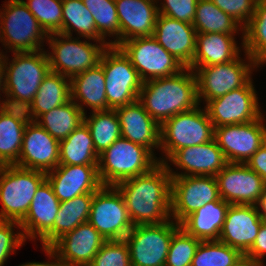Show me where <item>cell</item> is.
Listing matches in <instances>:
<instances>
[{
    "label": "cell",
    "mask_w": 266,
    "mask_h": 266,
    "mask_svg": "<svg viewBox=\"0 0 266 266\" xmlns=\"http://www.w3.org/2000/svg\"><path fill=\"white\" fill-rule=\"evenodd\" d=\"M171 178L166 165L159 162L147 173L115 185L133 225L160 224L171 219Z\"/></svg>",
    "instance_id": "1"
},
{
    "label": "cell",
    "mask_w": 266,
    "mask_h": 266,
    "mask_svg": "<svg viewBox=\"0 0 266 266\" xmlns=\"http://www.w3.org/2000/svg\"><path fill=\"white\" fill-rule=\"evenodd\" d=\"M138 101L161 126L174 115L199 105L195 72L184 68L175 75L143 82Z\"/></svg>",
    "instance_id": "2"
},
{
    "label": "cell",
    "mask_w": 266,
    "mask_h": 266,
    "mask_svg": "<svg viewBox=\"0 0 266 266\" xmlns=\"http://www.w3.org/2000/svg\"><path fill=\"white\" fill-rule=\"evenodd\" d=\"M8 63L5 55L3 105L26 109L33 101L42 81L51 71L47 51L13 52ZM8 65V66H7Z\"/></svg>",
    "instance_id": "3"
},
{
    "label": "cell",
    "mask_w": 266,
    "mask_h": 266,
    "mask_svg": "<svg viewBox=\"0 0 266 266\" xmlns=\"http://www.w3.org/2000/svg\"><path fill=\"white\" fill-rule=\"evenodd\" d=\"M158 163L148 148L120 137L99 155L98 174L103 186H115L147 173Z\"/></svg>",
    "instance_id": "4"
},
{
    "label": "cell",
    "mask_w": 266,
    "mask_h": 266,
    "mask_svg": "<svg viewBox=\"0 0 266 266\" xmlns=\"http://www.w3.org/2000/svg\"><path fill=\"white\" fill-rule=\"evenodd\" d=\"M46 173L17 165L0 166V220L21 222Z\"/></svg>",
    "instance_id": "5"
},
{
    "label": "cell",
    "mask_w": 266,
    "mask_h": 266,
    "mask_svg": "<svg viewBox=\"0 0 266 266\" xmlns=\"http://www.w3.org/2000/svg\"><path fill=\"white\" fill-rule=\"evenodd\" d=\"M201 107L174 115L161 125L160 150L165 158L158 159L167 163L179 149L203 144L214 139V126L208 113ZM166 159V160H165Z\"/></svg>",
    "instance_id": "6"
},
{
    "label": "cell",
    "mask_w": 266,
    "mask_h": 266,
    "mask_svg": "<svg viewBox=\"0 0 266 266\" xmlns=\"http://www.w3.org/2000/svg\"><path fill=\"white\" fill-rule=\"evenodd\" d=\"M0 11V42L13 52L43 50L48 34L22 0H8Z\"/></svg>",
    "instance_id": "7"
},
{
    "label": "cell",
    "mask_w": 266,
    "mask_h": 266,
    "mask_svg": "<svg viewBox=\"0 0 266 266\" xmlns=\"http://www.w3.org/2000/svg\"><path fill=\"white\" fill-rule=\"evenodd\" d=\"M77 38L61 33L48 34L47 41L52 52H48L47 55L52 72L71 79L79 73L94 68L99 63L103 51L110 46L109 42L96 40V43L92 44Z\"/></svg>",
    "instance_id": "8"
},
{
    "label": "cell",
    "mask_w": 266,
    "mask_h": 266,
    "mask_svg": "<svg viewBox=\"0 0 266 266\" xmlns=\"http://www.w3.org/2000/svg\"><path fill=\"white\" fill-rule=\"evenodd\" d=\"M99 64L105 75L107 110L138 100L143 82L130 59L119 47L108 46L103 51Z\"/></svg>",
    "instance_id": "9"
},
{
    "label": "cell",
    "mask_w": 266,
    "mask_h": 266,
    "mask_svg": "<svg viewBox=\"0 0 266 266\" xmlns=\"http://www.w3.org/2000/svg\"><path fill=\"white\" fill-rule=\"evenodd\" d=\"M245 54L248 63L238 57L227 63L191 67L197 79L199 105L203 98L207 103L209 100L243 87L251 79L252 69L259 67V65L246 52Z\"/></svg>",
    "instance_id": "10"
},
{
    "label": "cell",
    "mask_w": 266,
    "mask_h": 266,
    "mask_svg": "<svg viewBox=\"0 0 266 266\" xmlns=\"http://www.w3.org/2000/svg\"><path fill=\"white\" fill-rule=\"evenodd\" d=\"M180 224L173 220L160 224L134 225L124 238L132 266H165L174 232Z\"/></svg>",
    "instance_id": "11"
},
{
    "label": "cell",
    "mask_w": 266,
    "mask_h": 266,
    "mask_svg": "<svg viewBox=\"0 0 266 266\" xmlns=\"http://www.w3.org/2000/svg\"><path fill=\"white\" fill-rule=\"evenodd\" d=\"M130 59L142 82L169 77L185 67L153 37H137L118 46Z\"/></svg>",
    "instance_id": "12"
},
{
    "label": "cell",
    "mask_w": 266,
    "mask_h": 266,
    "mask_svg": "<svg viewBox=\"0 0 266 266\" xmlns=\"http://www.w3.org/2000/svg\"><path fill=\"white\" fill-rule=\"evenodd\" d=\"M88 222L106 241L124 240L134 226L115 186H102L94 192Z\"/></svg>",
    "instance_id": "13"
},
{
    "label": "cell",
    "mask_w": 266,
    "mask_h": 266,
    "mask_svg": "<svg viewBox=\"0 0 266 266\" xmlns=\"http://www.w3.org/2000/svg\"><path fill=\"white\" fill-rule=\"evenodd\" d=\"M215 176L171 178L170 217L180 224L188 215L212 201L220 200Z\"/></svg>",
    "instance_id": "14"
},
{
    "label": "cell",
    "mask_w": 266,
    "mask_h": 266,
    "mask_svg": "<svg viewBox=\"0 0 266 266\" xmlns=\"http://www.w3.org/2000/svg\"><path fill=\"white\" fill-rule=\"evenodd\" d=\"M258 97L250 79L243 87L206 103L205 109L214 128L224 125L245 124L258 119Z\"/></svg>",
    "instance_id": "15"
},
{
    "label": "cell",
    "mask_w": 266,
    "mask_h": 266,
    "mask_svg": "<svg viewBox=\"0 0 266 266\" xmlns=\"http://www.w3.org/2000/svg\"><path fill=\"white\" fill-rule=\"evenodd\" d=\"M264 116L245 124L214 128V139L228 163L245 164L266 142Z\"/></svg>",
    "instance_id": "16"
},
{
    "label": "cell",
    "mask_w": 266,
    "mask_h": 266,
    "mask_svg": "<svg viewBox=\"0 0 266 266\" xmlns=\"http://www.w3.org/2000/svg\"><path fill=\"white\" fill-rule=\"evenodd\" d=\"M215 178L220 198L230 204L255 205L266 186L263 178L243 163H227Z\"/></svg>",
    "instance_id": "17"
},
{
    "label": "cell",
    "mask_w": 266,
    "mask_h": 266,
    "mask_svg": "<svg viewBox=\"0 0 266 266\" xmlns=\"http://www.w3.org/2000/svg\"><path fill=\"white\" fill-rule=\"evenodd\" d=\"M60 207L51 184L45 179L37 188L30 209L20 222L25 239L39 237L42 246L53 245V225Z\"/></svg>",
    "instance_id": "18"
},
{
    "label": "cell",
    "mask_w": 266,
    "mask_h": 266,
    "mask_svg": "<svg viewBox=\"0 0 266 266\" xmlns=\"http://www.w3.org/2000/svg\"><path fill=\"white\" fill-rule=\"evenodd\" d=\"M59 141L37 122L26 124L18 161L22 168L49 172L59 165Z\"/></svg>",
    "instance_id": "19"
},
{
    "label": "cell",
    "mask_w": 266,
    "mask_h": 266,
    "mask_svg": "<svg viewBox=\"0 0 266 266\" xmlns=\"http://www.w3.org/2000/svg\"><path fill=\"white\" fill-rule=\"evenodd\" d=\"M177 168L185 172H173L168 163L171 177L176 176H216L228 163L215 139L177 150L169 159Z\"/></svg>",
    "instance_id": "20"
},
{
    "label": "cell",
    "mask_w": 266,
    "mask_h": 266,
    "mask_svg": "<svg viewBox=\"0 0 266 266\" xmlns=\"http://www.w3.org/2000/svg\"><path fill=\"white\" fill-rule=\"evenodd\" d=\"M106 242L89 223H83L59 238L51 247L64 266H89Z\"/></svg>",
    "instance_id": "21"
},
{
    "label": "cell",
    "mask_w": 266,
    "mask_h": 266,
    "mask_svg": "<svg viewBox=\"0 0 266 266\" xmlns=\"http://www.w3.org/2000/svg\"><path fill=\"white\" fill-rule=\"evenodd\" d=\"M46 179L60 202L94 193L103 186L98 165H58L46 173Z\"/></svg>",
    "instance_id": "22"
},
{
    "label": "cell",
    "mask_w": 266,
    "mask_h": 266,
    "mask_svg": "<svg viewBox=\"0 0 266 266\" xmlns=\"http://www.w3.org/2000/svg\"><path fill=\"white\" fill-rule=\"evenodd\" d=\"M263 221L255 205L230 204L219 241L245 255L255 242Z\"/></svg>",
    "instance_id": "23"
},
{
    "label": "cell",
    "mask_w": 266,
    "mask_h": 266,
    "mask_svg": "<svg viewBox=\"0 0 266 266\" xmlns=\"http://www.w3.org/2000/svg\"><path fill=\"white\" fill-rule=\"evenodd\" d=\"M196 34L192 24L158 14L153 37L185 68L191 69L196 51Z\"/></svg>",
    "instance_id": "24"
},
{
    "label": "cell",
    "mask_w": 266,
    "mask_h": 266,
    "mask_svg": "<svg viewBox=\"0 0 266 266\" xmlns=\"http://www.w3.org/2000/svg\"><path fill=\"white\" fill-rule=\"evenodd\" d=\"M157 3V0H115L120 44L137 37L153 36L159 14Z\"/></svg>",
    "instance_id": "25"
},
{
    "label": "cell",
    "mask_w": 266,
    "mask_h": 266,
    "mask_svg": "<svg viewBox=\"0 0 266 266\" xmlns=\"http://www.w3.org/2000/svg\"><path fill=\"white\" fill-rule=\"evenodd\" d=\"M120 121L121 137L143 145L153 154L160 149L161 126L149 115L137 100L115 109Z\"/></svg>",
    "instance_id": "26"
},
{
    "label": "cell",
    "mask_w": 266,
    "mask_h": 266,
    "mask_svg": "<svg viewBox=\"0 0 266 266\" xmlns=\"http://www.w3.org/2000/svg\"><path fill=\"white\" fill-rule=\"evenodd\" d=\"M28 121L25 109L0 105V166L18 161Z\"/></svg>",
    "instance_id": "27"
},
{
    "label": "cell",
    "mask_w": 266,
    "mask_h": 266,
    "mask_svg": "<svg viewBox=\"0 0 266 266\" xmlns=\"http://www.w3.org/2000/svg\"><path fill=\"white\" fill-rule=\"evenodd\" d=\"M229 206L223 199L209 202L188 215L180 227L200 241H218Z\"/></svg>",
    "instance_id": "28"
},
{
    "label": "cell",
    "mask_w": 266,
    "mask_h": 266,
    "mask_svg": "<svg viewBox=\"0 0 266 266\" xmlns=\"http://www.w3.org/2000/svg\"><path fill=\"white\" fill-rule=\"evenodd\" d=\"M70 82L71 100L84 114H86L84 105L92 108V111L107 110L105 75L99 63L94 68L73 76ZM79 100L81 103L78 102Z\"/></svg>",
    "instance_id": "29"
},
{
    "label": "cell",
    "mask_w": 266,
    "mask_h": 266,
    "mask_svg": "<svg viewBox=\"0 0 266 266\" xmlns=\"http://www.w3.org/2000/svg\"><path fill=\"white\" fill-rule=\"evenodd\" d=\"M235 35L222 33L196 34V51L191 67H203L230 62L239 57Z\"/></svg>",
    "instance_id": "30"
},
{
    "label": "cell",
    "mask_w": 266,
    "mask_h": 266,
    "mask_svg": "<svg viewBox=\"0 0 266 266\" xmlns=\"http://www.w3.org/2000/svg\"><path fill=\"white\" fill-rule=\"evenodd\" d=\"M71 100L70 78L50 71L42 81L33 101L25 109L29 120L36 121L51 109Z\"/></svg>",
    "instance_id": "31"
},
{
    "label": "cell",
    "mask_w": 266,
    "mask_h": 266,
    "mask_svg": "<svg viewBox=\"0 0 266 266\" xmlns=\"http://www.w3.org/2000/svg\"><path fill=\"white\" fill-rule=\"evenodd\" d=\"M59 149V165H98L99 155L85 122L59 141Z\"/></svg>",
    "instance_id": "32"
},
{
    "label": "cell",
    "mask_w": 266,
    "mask_h": 266,
    "mask_svg": "<svg viewBox=\"0 0 266 266\" xmlns=\"http://www.w3.org/2000/svg\"><path fill=\"white\" fill-rule=\"evenodd\" d=\"M35 122L56 140L61 141L84 122V113L74 101L70 100L42 114Z\"/></svg>",
    "instance_id": "33"
},
{
    "label": "cell",
    "mask_w": 266,
    "mask_h": 266,
    "mask_svg": "<svg viewBox=\"0 0 266 266\" xmlns=\"http://www.w3.org/2000/svg\"><path fill=\"white\" fill-rule=\"evenodd\" d=\"M94 193H86L60 202L53 225V244L80 224L88 222Z\"/></svg>",
    "instance_id": "34"
},
{
    "label": "cell",
    "mask_w": 266,
    "mask_h": 266,
    "mask_svg": "<svg viewBox=\"0 0 266 266\" xmlns=\"http://www.w3.org/2000/svg\"><path fill=\"white\" fill-rule=\"evenodd\" d=\"M192 25L197 34L222 33L235 35V33H238L237 31H243V27L236 20L220 10L210 0H198Z\"/></svg>",
    "instance_id": "35"
},
{
    "label": "cell",
    "mask_w": 266,
    "mask_h": 266,
    "mask_svg": "<svg viewBox=\"0 0 266 266\" xmlns=\"http://www.w3.org/2000/svg\"><path fill=\"white\" fill-rule=\"evenodd\" d=\"M84 122L88 126L96 153L100 155L121 137L120 121L115 109L92 111Z\"/></svg>",
    "instance_id": "36"
},
{
    "label": "cell",
    "mask_w": 266,
    "mask_h": 266,
    "mask_svg": "<svg viewBox=\"0 0 266 266\" xmlns=\"http://www.w3.org/2000/svg\"><path fill=\"white\" fill-rule=\"evenodd\" d=\"M62 9L61 34L72 36L74 30L77 31V34L86 39L107 42L98 34L94 17L84 6L82 0H63Z\"/></svg>",
    "instance_id": "37"
},
{
    "label": "cell",
    "mask_w": 266,
    "mask_h": 266,
    "mask_svg": "<svg viewBox=\"0 0 266 266\" xmlns=\"http://www.w3.org/2000/svg\"><path fill=\"white\" fill-rule=\"evenodd\" d=\"M242 46L258 65L266 64V0H258L254 15L243 28Z\"/></svg>",
    "instance_id": "38"
},
{
    "label": "cell",
    "mask_w": 266,
    "mask_h": 266,
    "mask_svg": "<svg viewBox=\"0 0 266 266\" xmlns=\"http://www.w3.org/2000/svg\"><path fill=\"white\" fill-rule=\"evenodd\" d=\"M237 249L218 241H201L191 266H236L244 259Z\"/></svg>",
    "instance_id": "39"
},
{
    "label": "cell",
    "mask_w": 266,
    "mask_h": 266,
    "mask_svg": "<svg viewBox=\"0 0 266 266\" xmlns=\"http://www.w3.org/2000/svg\"><path fill=\"white\" fill-rule=\"evenodd\" d=\"M84 6L94 17L98 34L105 40L106 36H116V40L109 41L112 46L120 45V24L115 0H82Z\"/></svg>",
    "instance_id": "40"
},
{
    "label": "cell",
    "mask_w": 266,
    "mask_h": 266,
    "mask_svg": "<svg viewBox=\"0 0 266 266\" xmlns=\"http://www.w3.org/2000/svg\"><path fill=\"white\" fill-rule=\"evenodd\" d=\"M22 1L47 34L62 33L63 0Z\"/></svg>",
    "instance_id": "41"
},
{
    "label": "cell",
    "mask_w": 266,
    "mask_h": 266,
    "mask_svg": "<svg viewBox=\"0 0 266 266\" xmlns=\"http://www.w3.org/2000/svg\"><path fill=\"white\" fill-rule=\"evenodd\" d=\"M200 242L179 227L172 236L165 266H191Z\"/></svg>",
    "instance_id": "42"
},
{
    "label": "cell",
    "mask_w": 266,
    "mask_h": 266,
    "mask_svg": "<svg viewBox=\"0 0 266 266\" xmlns=\"http://www.w3.org/2000/svg\"><path fill=\"white\" fill-rule=\"evenodd\" d=\"M89 266H132L125 240L106 241Z\"/></svg>",
    "instance_id": "43"
},
{
    "label": "cell",
    "mask_w": 266,
    "mask_h": 266,
    "mask_svg": "<svg viewBox=\"0 0 266 266\" xmlns=\"http://www.w3.org/2000/svg\"><path fill=\"white\" fill-rule=\"evenodd\" d=\"M16 226L21 229L19 222L0 220V266H4L10 254H14L26 241L22 231L14 233L13 227Z\"/></svg>",
    "instance_id": "44"
},
{
    "label": "cell",
    "mask_w": 266,
    "mask_h": 266,
    "mask_svg": "<svg viewBox=\"0 0 266 266\" xmlns=\"http://www.w3.org/2000/svg\"><path fill=\"white\" fill-rule=\"evenodd\" d=\"M220 10L245 27L255 13L258 0H210Z\"/></svg>",
    "instance_id": "45"
},
{
    "label": "cell",
    "mask_w": 266,
    "mask_h": 266,
    "mask_svg": "<svg viewBox=\"0 0 266 266\" xmlns=\"http://www.w3.org/2000/svg\"><path fill=\"white\" fill-rule=\"evenodd\" d=\"M159 1V0H158ZM198 0H164L158 13L179 21L192 24Z\"/></svg>",
    "instance_id": "46"
},
{
    "label": "cell",
    "mask_w": 266,
    "mask_h": 266,
    "mask_svg": "<svg viewBox=\"0 0 266 266\" xmlns=\"http://www.w3.org/2000/svg\"><path fill=\"white\" fill-rule=\"evenodd\" d=\"M264 256H266V221H263L255 242L250 250L244 255L245 258L263 264Z\"/></svg>",
    "instance_id": "47"
},
{
    "label": "cell",
    "mask_w": 266,
    "mask_h": 266,
    "mask_svg": "<svg viewBox=\"0 0 266 266\" xmlns=\"http://www.w3.org/2000/svg\"><path fill=\"white\" fill-rule=\"evenodd\" d=\"M245 164L261 176L266 184V142Z\"/></svg>",
    "instance_id": "48"
},
{
    "label": "cell",
    "mask_w": 266,
    "mask_h": 266,
    "mask_svg": "<svg viewBox=\"0 0 266 266\" xmlns=\"http://www.w3.org/2000/svg\"><path fill=\"white\" fill-rule=\"evenodd\" d=\"M43 250L47 254L49 258H53L55 261L53 262H29L19 266H64V264L60 261L57 253L51 246H42Z\"/></svg>",
    "instance_id": "49"
},
{
    "label": "cell",
    "mask_w": 266,
    "mask_h": 266,
    "mask_svg": "<svg viewBox=\"0 0 266 266\" xmlns=\"http://www.w3.org/2000/svg\"><path fill=\"white\" fill-rule=\"evenodd\" d=\"M255 206L261 218L266 221V186Z\"/></svg>",
    "instance_id": "50"
},
{
    "label": "cell",
    "mask_w": 266,
    "mask_h": 266,
    "mask_svg": "<svg viewBox=\"0 0 266 266\" xmlns=\"http://www.w3.org/2000/svg\"><path fill=\"white\" fill-rule=\"evenodd\" d=\"M4 78H5V55L2 54V52H0V90L2 91V93H4L3 92L4 91ZM0 105H3V101H0Z\"/></svg>",
    "instance_id": "51"
},
{
    "label": "cell",
    "mask_w": 266,
    "mask_h": 266,
    "mask_svg": "<svg viewBox=\"0 0 266 266\" xmlns=\"http://www.w3.org/2000/svg\"><path fill=\"white\" fill-rule=\"evenodd\" d=\"M236 266H265V265L261 264V263H258V262H254V261L249 260L247 258H244Z\"/></svg>",
    "instance_id": "52"
}]
</instances>
